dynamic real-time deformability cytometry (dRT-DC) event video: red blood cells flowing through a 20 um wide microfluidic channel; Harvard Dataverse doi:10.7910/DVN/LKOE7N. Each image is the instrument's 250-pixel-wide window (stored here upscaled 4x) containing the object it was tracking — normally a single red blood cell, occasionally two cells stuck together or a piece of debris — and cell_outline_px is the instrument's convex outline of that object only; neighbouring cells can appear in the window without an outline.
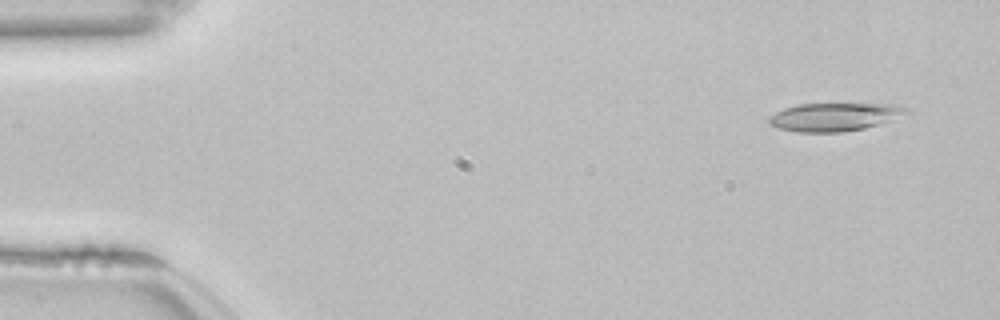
{"species": "common noctule bat (a hibernating species)", "species_latin": "Nyctalus noctula", "temperature_condition": "room temperature", "stored_images_in_passage": 51, "camera_frame_rate_fps": 3000, "um_per_image_px": 0.085, "animal": {"sex": "female", "body_mass_g": 22.7, "forearm_length_mm": 54.2}, "frame": {"image": 1, "passage_image": 1, "time_ms": 0.0, "image_size_px": [1000, 320], "cell_outline_px": [[912, 112], [892, 120], [880, 124], [864, 128], [844, 132], [796, 132], [776, 128], [768, 124], [768, 116], [784, 108], [800, 104], [892, 104], [912, 108]], "centroid_in_image_um": [70.96, 9.94], "position_along_channel_um": 14.0, "area_um2": 22.89}}
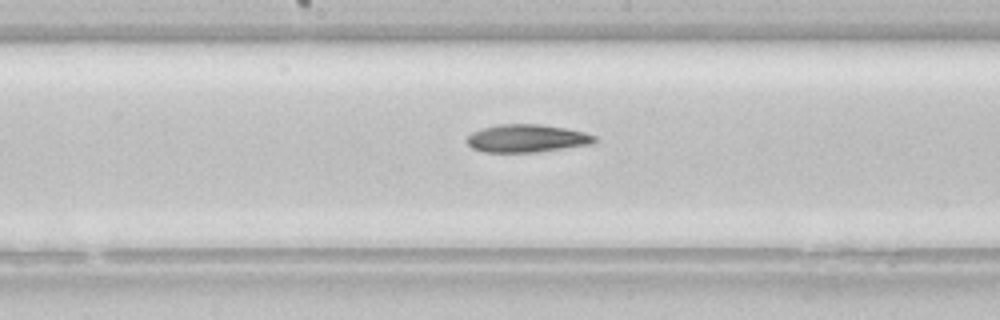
{"frame": {"image": 2, "passage_image": 25, "time_ms": 8.0, "image_size_px": [1000, 320], "cell_outline_px": [[596, 140], [592, 144], [536, 152], [484, 152], [472, 148], [464, 140], [472, 132], [480, 128], [500, 124], [540, 124], [564, 128], [584, 132], [596, 136]], "centroid_in_image_um": [44.74, 11.76], "position_along_channel_um": 203.5, "area_um2": 20.75}}
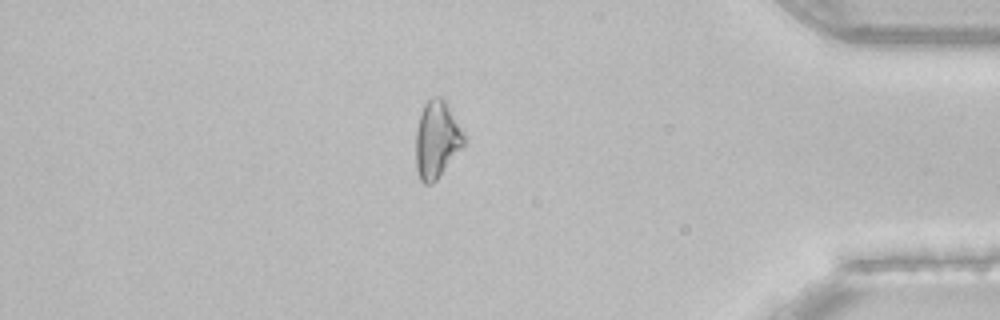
{"frame": {"image": 3, "passage_image": 43, "time_ms": 14.0, "image_size_px": [1000, 320], "cell_outline_px": [[468, 140], [436, 180], [432, 184], [424, 184], [420, 180], [416, 168], [416, 128], [420, 112], [424, 104], [432, 96], [440, 96], [444, 100], [464, 132]], "centroid_in_image_um": [37.12, 11.86], "position_along_channel_um": 398.1, "area_um2": 21.73}, "authors_computed_cell_mechanics": {"area_um2": 21.8484, "velocity_mm_per_s": 3.8418, "shape_relaxation_time_tau1_ms": 5.7649, "shape_relaxation_time_tau2_ms": null, "deformation_change_tau1": 0.148, "deformation_change_tau2": null}}